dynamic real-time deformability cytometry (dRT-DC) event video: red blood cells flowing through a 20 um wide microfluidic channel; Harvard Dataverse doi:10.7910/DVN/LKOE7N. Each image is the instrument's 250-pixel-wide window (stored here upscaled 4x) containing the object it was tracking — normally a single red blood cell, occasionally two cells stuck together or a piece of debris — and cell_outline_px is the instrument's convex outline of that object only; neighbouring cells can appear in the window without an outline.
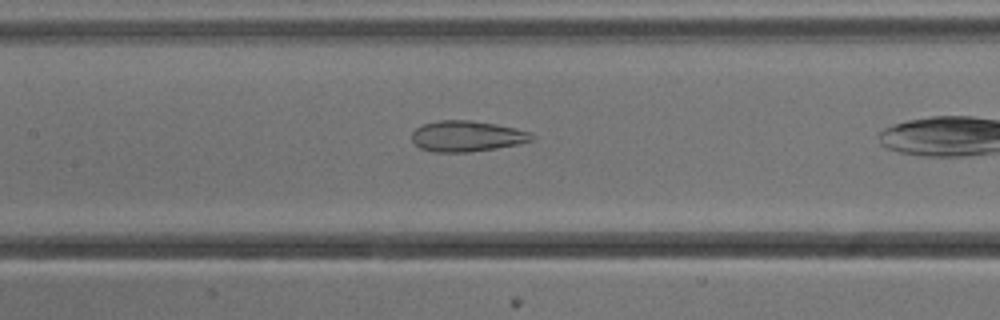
{"species": "common noctule bat (a hibernating species)", "species_latin": "Nyctalus noctula", "temperature_condition": "cold", "stored_images_in_passage": 30, "camera_frame_rate_fps": 3000, "um_per_image_px": 0.085, "animal": {"sex": "male", "body_mass_g": 13.3}, "frame": {"image": 1, "passage_image": 13, "time_ms": 4.0, "image_size_px": [1000, 320], "cell_outline_px": [[536, 136], [532, 140], [520, 144], [496, 148], [468, 152], [432, 152], [420, 148], [412, 140], [412, 132], [416, 128], [424, 124], [436, 120], [472, 120], [496, 124], [516, 128], [528, 132]], "centroid_in_image_um": [39.68, 11.57], "position_along_channel_um": 167.7, "area_um2": 21.62}}
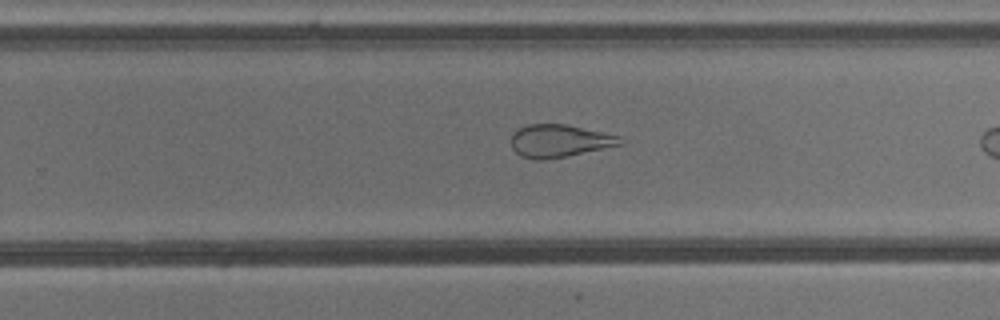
{"frame": {"image": 2, "passage_image": 22, "time_ms": 7.0, "image_size_px": [1000, 320], "cell_outline_px": [[624, 144], [568, 156], [544, 160], [536, 160], [520, 156], [512, 148], [512, 132], [528, 124], [568, 124], [620, 136], [624, 140]], "centroid_in_image_um": [47.57, 11.98], "position_along_channel_um": 282.2, "area_um2": 20.92}}